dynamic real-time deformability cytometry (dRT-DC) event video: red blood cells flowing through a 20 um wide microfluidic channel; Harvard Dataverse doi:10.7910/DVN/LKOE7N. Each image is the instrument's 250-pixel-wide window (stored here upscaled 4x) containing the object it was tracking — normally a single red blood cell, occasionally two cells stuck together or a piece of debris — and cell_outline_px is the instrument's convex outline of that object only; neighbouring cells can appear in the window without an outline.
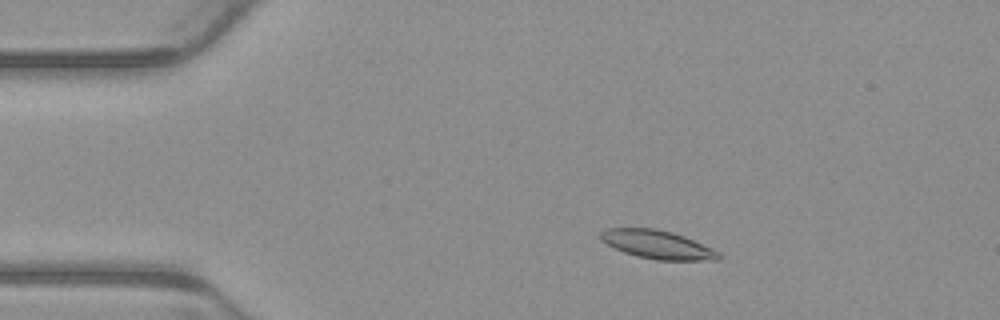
{"species": "common noctule bat (a hibernating species)", "species_latin": "Nyctalus noctula", "temperature_condition": "warm", "stored_images_in_passage": 6, "camera_frame_rate_fps": 3000, "um_per_image_px": 0.085, "animal": {"sex": "male", "body_mass_g": 23.1, "forearm_length_mm": 52.7}, "frame": {"image": 1, "passage_image": 3, "time_ms": 0.667, "image_size_px": [1000, 320], "cell_outline_px": [[720, 260], [656, 260], [636, 256], [624, 252], [600, 240], [600, 232], [608, 228], [656, 228], [672, 232], [684, 236], [712, 248], [720, 252]], "centroid_in_image_um": [55.89, 20.79], "position_along_channel_um": 29.1, "area_um2": 19.54}}
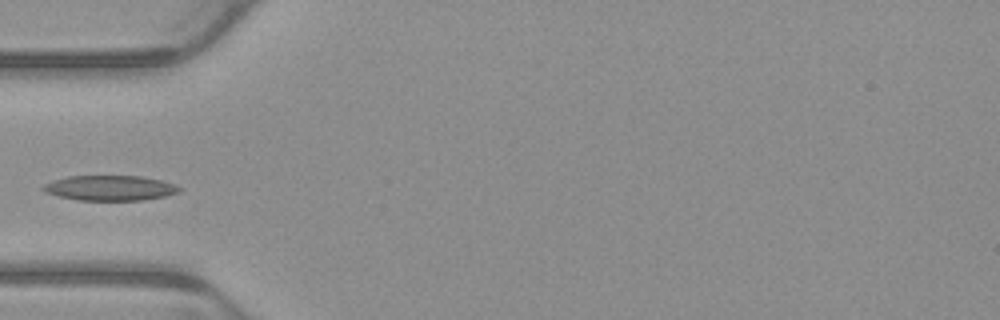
{"frame": {"image": 2, "passage_image": 5, "time_ms": 1.333, "image_size_px": [1000, 320], "cell_outline_px": [[180, 192], [164, 196], [144, 200], [76, 200], [44, 192], [40, 188], [44, 184], [52, 180], [68, 176], [140, 176], [160, 180], [176, 184], [180, 188]], "centroid_in_image_um": [9.32, 15.98], "position_along_channel_um": 75.7, "area_um2": 19.94}}
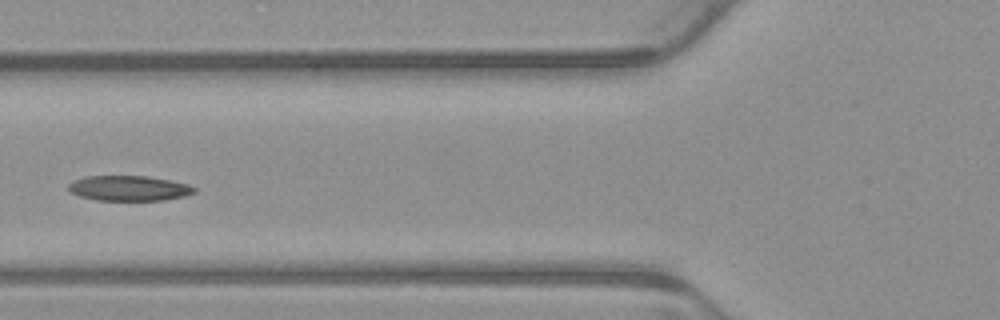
{"frame": {"image": 3, "passage_image": 6, "time_ms": 1.667, "image_size_px": [1000, 320], "cell_outline_px": [[196, 192], [184, 196], [164, 200], [96, 200], [80, 196], [68, 192], [68, 184], [84, 176], [148, 176], [172, 180], [188, 184], [196, 188]], "centroid_in_image_um": [10.97, 16.0], "position_along_channel_um": 114.8, "area_um2": 18.55}}